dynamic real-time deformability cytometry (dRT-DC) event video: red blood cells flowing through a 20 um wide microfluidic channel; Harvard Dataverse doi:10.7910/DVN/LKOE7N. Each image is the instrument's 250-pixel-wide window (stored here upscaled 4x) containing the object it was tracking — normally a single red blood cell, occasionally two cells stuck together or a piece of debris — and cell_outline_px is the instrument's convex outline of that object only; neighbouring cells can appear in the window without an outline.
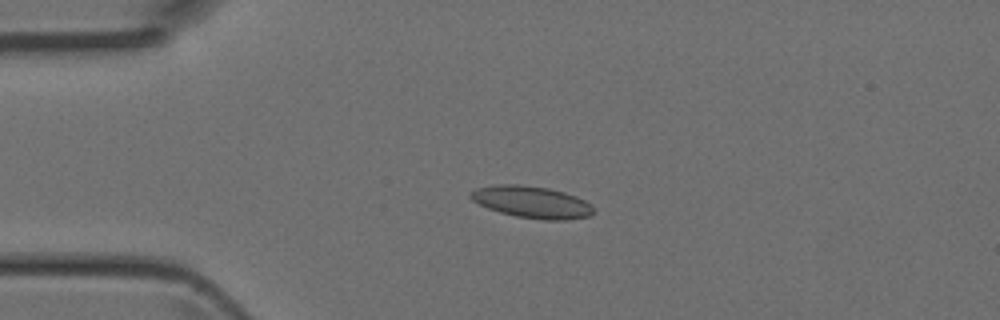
{"species": "Egyptian fruit bat (a non-hibernating species)", "species_latin": "Rousettus aegyptiacus", "temperature_condition": "room temperature", "stored_images_in_passage": 6, "camera_frame_rate_fps": 3000, "um_per_image_px": 0.085, "animal": {"sex": "female"}, "frame": {"image": 1, "passage_image": 3, "time_ms": 0.667, "image_size_px": [1000, 320], "cell_outline_px": [[592, 212], [588, 216], [564, 220], [544, 220], [516, 216], [500, 212], [488, 208], [472, 200], [468, 196], [468, 192], [476, 188], [496, 184], [516, 184], [548, 188], [564, 192], [576, 196], [592, 204]], "centroid_in_image_um": [45.16, 17.16], "position_along_channel_um": 39.8, "area_um2": 22.77}}
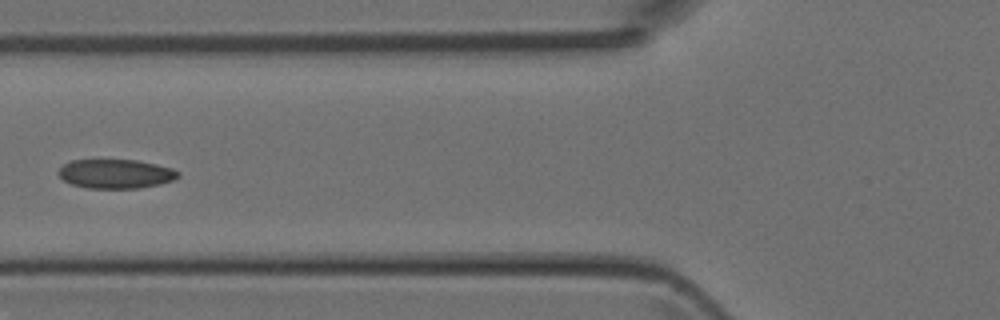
{"frame": {"image": 2, "passage_image": 5, "time_ms": 1.333, "image_size_px": [1000, 320], "cell_outline_px": [[180, 176], [172, 180], [160, 184], [140, 188], [88, 188], [72, 184], [64, 180], [56, 172], [64, 164], [72, 160], [136, 160], [156, 164], [172, 168], [180, 172]], "centroid_in_image_um": [9.85, 14.77], "position_along_channel_um": 116.0, "area_um2": 20.29}}
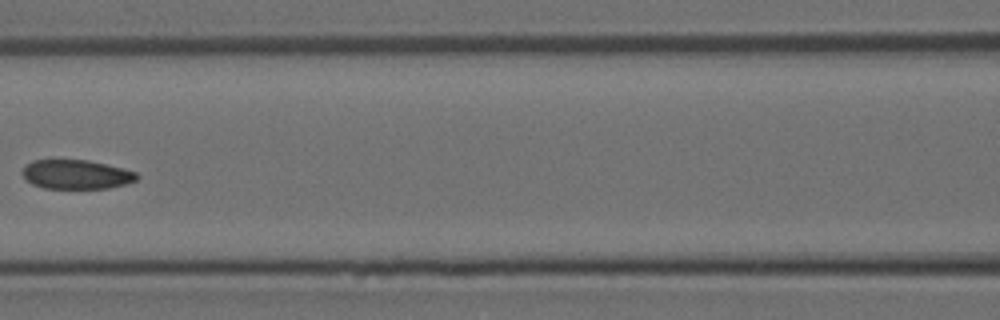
{"frame": {"image": 3, "passage_image": 6, "time_ms": 1.667, "image_size_px": [1000, 320], "cell_outline_px": [[140, 176], [136, 180], [124, 184], [108, 188], [44, 188], [32, 184], [20, 172], [32, 160], [88, 160], [136, 172]], "centroid_in_image_um": [6.47, 14.83], "position_along_channel_um": 160.1, "area_um2": 19.19}}